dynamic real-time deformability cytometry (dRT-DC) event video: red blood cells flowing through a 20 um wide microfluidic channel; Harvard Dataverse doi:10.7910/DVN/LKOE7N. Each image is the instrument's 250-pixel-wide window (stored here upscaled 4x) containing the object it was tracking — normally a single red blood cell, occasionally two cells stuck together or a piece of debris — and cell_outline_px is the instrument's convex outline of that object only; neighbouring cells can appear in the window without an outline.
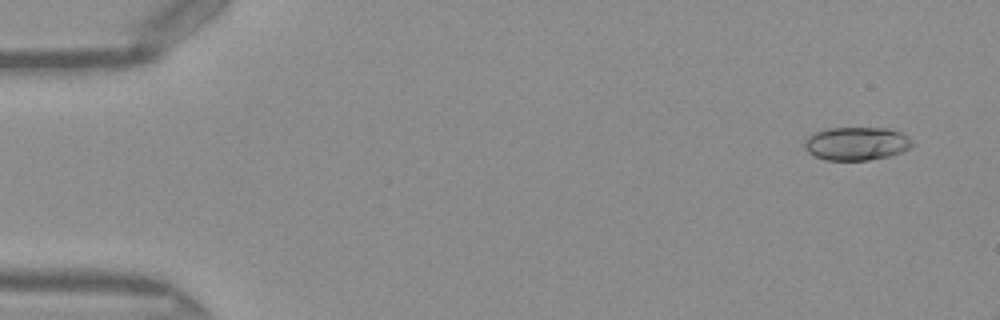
{"species": "Egyptian fruit bat (a non-hibernating species)", "species_latin": "Rousettus aegyptiacus", "temperature_condition": "warm", "stored_images_in_passage": 13, "camera_frame_rate_fps": 3000, "um_per_image_px": 0.085, "frame": {"image": 1, "passage_image": 3, "time_ms": 0.667, "image_size_px": [1000, 320], "cell_outline_px": [[912, 144], [908, 148], [900, 152], [888, 156], [868, 160], [828, 160], [816, 156], [808, 152], [804, 148], [804, 140], [808, 136], [816, 132], [828, 128], [888, 128], [900, 132], [908, 136], [912, 140]], "centroid_in_image_um": [72.78, 12.2], "position_along_channel_um": 12.2, "area_um2": 20.75}}